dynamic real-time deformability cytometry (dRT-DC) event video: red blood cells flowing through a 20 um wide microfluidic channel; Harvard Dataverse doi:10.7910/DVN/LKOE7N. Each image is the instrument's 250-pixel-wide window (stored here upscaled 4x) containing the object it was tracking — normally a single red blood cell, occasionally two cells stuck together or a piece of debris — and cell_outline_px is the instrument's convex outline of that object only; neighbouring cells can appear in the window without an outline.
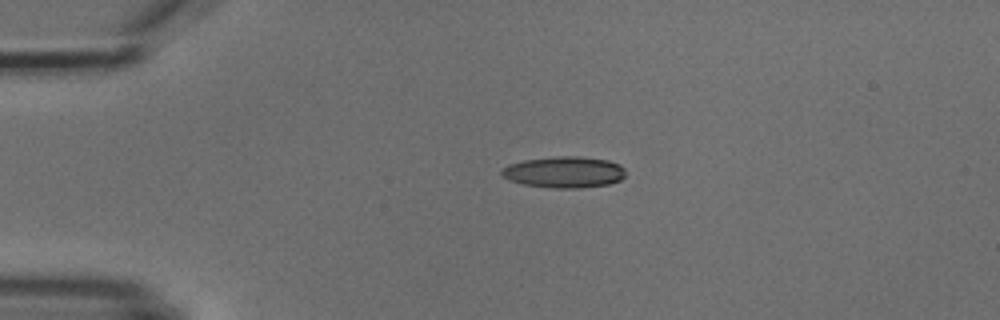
{"species": "common noctule bat (a hibernating species)", "species_latin": "Nyctalus noctula", "temperature_condition": "cold", "stored_images_in_passage": 2, "camera_frame_rate_fps": 3000, "um_per_image_px": 0.085, "animal": {"sex": "male", "body_mass_g": 18.8}, "frame": {"image": 1, "passage_image": 1, "time_ms": 0.0, "image_size_px": [1000, 320], "cell_outline_px": [[624, 176], [620, 180], [608, 184], [580, 188], [552, 188], [524, 184], [508, 180], [500, 176], [500, 168], [508, 164], [524, 160], [556, 156], [576, 156], [608, 160], [620, 164], [624, 168]], "centroid_in_image_um": [47.9, 14.63], "position_along_channel_um": 37.1, "area_um2": 22.77}}